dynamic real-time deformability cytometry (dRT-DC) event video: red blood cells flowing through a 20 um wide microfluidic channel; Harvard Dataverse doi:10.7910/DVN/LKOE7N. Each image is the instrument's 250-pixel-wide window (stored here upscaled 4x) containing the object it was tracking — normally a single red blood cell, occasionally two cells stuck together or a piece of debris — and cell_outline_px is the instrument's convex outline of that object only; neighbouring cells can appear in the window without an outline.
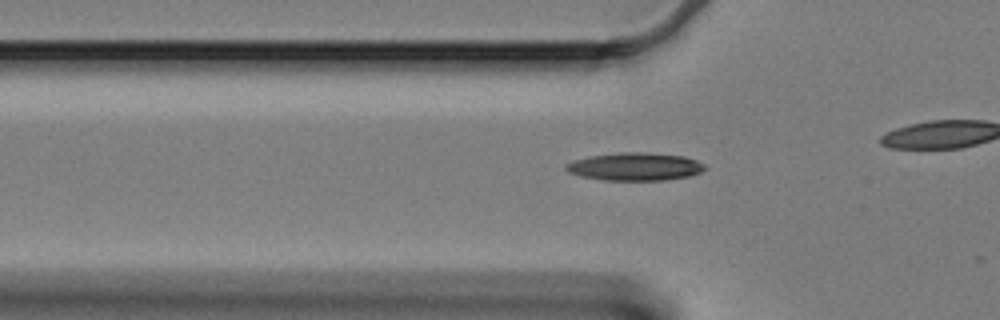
{"species": "Egyptian fruit bat (a non-hibernating species)", "species_latin": "Rousettus aegyptiacus", "temperature_condition": "cold", "stored_images_in_passage": 8, "camera_frame_rate_fps": 3000, "um_per_image_px": 0.085, "animal": {"sex": "female"}, "frame": {"image": 1, "passage_image": 5, "time_ms": 1.333, "image_size_px": [1000, 320], "cell_outline_px": [[704, 168], [700, 172], [688, 176], [664, 180], [604, 180], [580, 176], [568, 172], [564, 168], [564, 164], [572, 160], [588, 156], [620, 152], [644, 152], [684, 156], [696, 160], [704, 164]], "centroid_in_image_um": [53.9, 14.15], "position_along_channel_um": 71.9, "area_um2": 22.6}}